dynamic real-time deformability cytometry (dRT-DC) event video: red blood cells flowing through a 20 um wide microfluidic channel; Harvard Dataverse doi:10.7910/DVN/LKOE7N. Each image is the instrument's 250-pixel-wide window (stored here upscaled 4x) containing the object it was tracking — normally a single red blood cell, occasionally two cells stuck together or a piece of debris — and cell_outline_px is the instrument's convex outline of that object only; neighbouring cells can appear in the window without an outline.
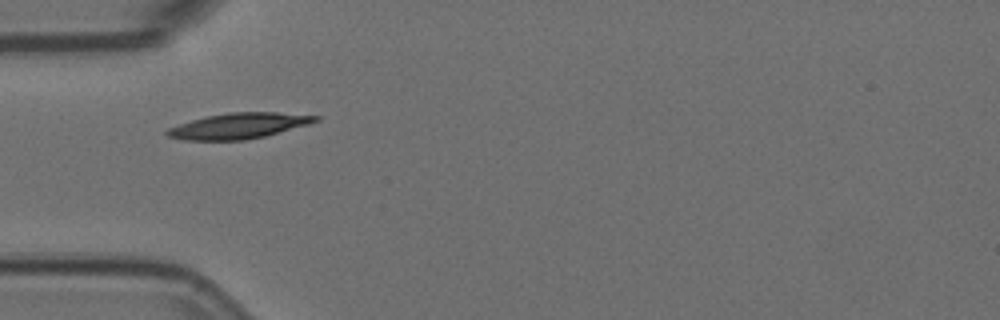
{"species": "Egyptian fruit bat (a non-hibernating species)", "species_latin": "Rousettus aegyptiacus", "temperature_condition": "room temperature", "stored_images_in_passage": 1, "camera_frame_rate_fps": 3000, "um_per_image_px": 0.085, "animal": {"sex": "female"}, "frame": {"image": 1, "passage_image": 1, "time_ms": 0.0, "image_size_px": [1000, 320], "cell_outline_px": [[320, 120], [308, 124], [264, 136], [244, 140], [184, 140], [168, 136], [164, 132], [168, 128], [192, 120], [208, 116], [228, 112], [276, 112], [320, 116]], "centroid_in_image_um": [20.29, 10.69], "position_along_channel_um": 64.7, "area_um2": 21.91}}